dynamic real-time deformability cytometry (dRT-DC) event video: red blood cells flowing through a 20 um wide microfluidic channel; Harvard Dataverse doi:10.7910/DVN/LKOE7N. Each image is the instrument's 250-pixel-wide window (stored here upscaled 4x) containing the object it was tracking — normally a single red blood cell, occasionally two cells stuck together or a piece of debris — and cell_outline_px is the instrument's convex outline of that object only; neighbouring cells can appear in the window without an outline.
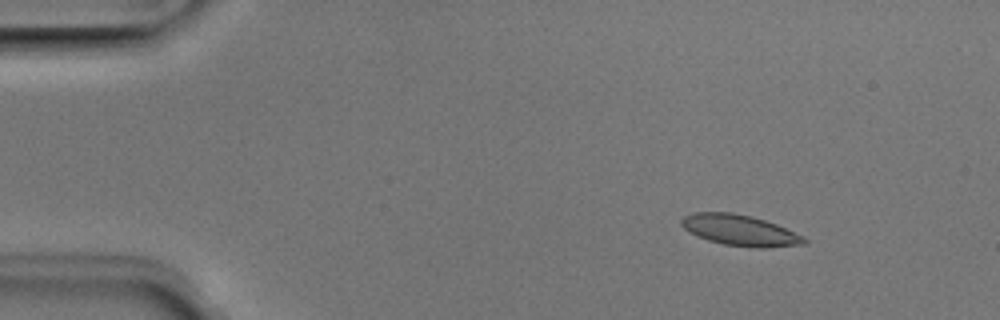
{"species": "Egyptian fruit bat (a non-hibernating species)", "species_latin": "Rousettus aegyptiacus", "temperature_condition": "room temperature", "stored_images_in_passage": 3, "camera_frame_rate_fps": 3000, "um_per_image_px": 0.085, "animal": {"sex": "male"}, "frame": {"image": 1, "passage_image": 1, "time_ms": 0.0, "image_size_px": [1000, 320], "cell_outline_px": [[808, 240], [804, 244], [768, 248], [756, 248], [724, 244], [708, 240], [696, 236], [688, 232], [680, 224], [680, 220], [684, 216], [692, 212], [732, 212], [752, 216], [776, 224], [804, 236]], "centroid_in_image_um": [62.87, 19.57], "position_along_channel_um": 22.1, "area_um2": 22.25}}